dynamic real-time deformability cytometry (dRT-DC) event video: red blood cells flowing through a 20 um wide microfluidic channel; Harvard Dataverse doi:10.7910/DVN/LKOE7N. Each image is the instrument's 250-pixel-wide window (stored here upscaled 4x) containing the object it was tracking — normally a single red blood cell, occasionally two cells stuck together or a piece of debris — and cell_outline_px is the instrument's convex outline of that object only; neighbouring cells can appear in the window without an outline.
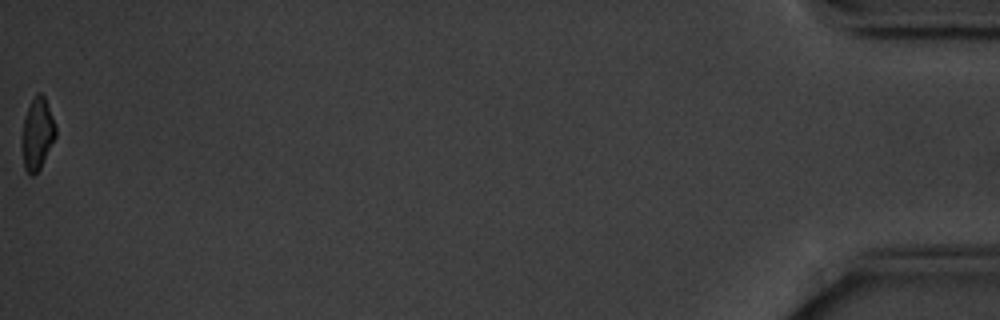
{"species": "common noctule bat (a hibernating species)", "species_latin": "Nyctalus noctula", "temperature_condition": "cold", "stored_images_in_passage": 42, "camera_frame_rate_fps": 3000, "um_per_image_px": 0.085, "animal": {"sex": "male", "body_mass_g": 20.1, "forearm_length_mm": 53.5}, "frame": {"image": 1, "passage_image": 42, "time_ms": 13.667, "image_size_px": [1000, 320], "cell_outline_px": [[56, 136], [40, 168], [32, 176], [28, 176], [24, 168], [24, 120], [28, 108], [36, 92], [40, 92], [44, 96], [56, 128]], "centroid_in_image_um": [3.2, 11.38], "position_along_channel_um": 432.0, "area_um2": 13.41}, "authors_computed_cell_mechanics": {"area_um2": 15.6927, "velocity_mm_per_s": 3.5389, "shape_relaxation_time_tau1_ms": 2.2111, "shape_relaxation_time_tau2_ms": null, "deformation_change_tau1": 0.1102, "deformation_change_tau2": null}}